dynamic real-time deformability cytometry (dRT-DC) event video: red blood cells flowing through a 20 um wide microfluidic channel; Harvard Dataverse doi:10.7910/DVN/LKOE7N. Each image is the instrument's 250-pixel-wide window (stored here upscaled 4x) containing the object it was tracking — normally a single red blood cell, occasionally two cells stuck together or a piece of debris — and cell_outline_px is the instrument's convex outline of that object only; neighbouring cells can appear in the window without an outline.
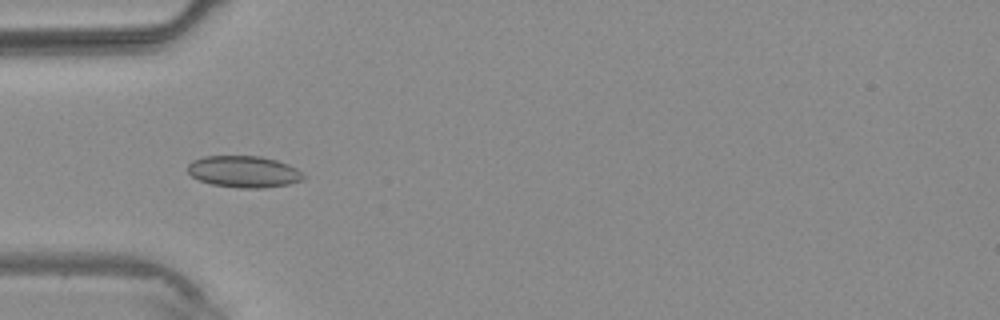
{"species": "common noctule bat (a hibernating species)", "species_latin": "Nyctalus noctula", "temperature_condition": "warm", "stored_images_in_passage": 3, "camera_frame_rate_fps": 3000, "um_per_image_px": 0.085, "animal": {"sex": "male", "body_mass_g": 20.4}, "frame": {"image": 1, "passage_image": 2, "time_ms": 1.333, "image_size_px": [1000, 320], "cell_outline_px": [[308, 176], [300, 180], [288, 184], [264, 188], [240, 188], [212, 184], [200, 180], [192, 176], [188, 172], [188, 164], [192, 160], [204, 156], [260, 156], [276, 160], [288, 164], [296, 168]], "centroid_in_image_um": [20.74, 14.59], "position_along_channel_um": 64.3, "area_um2": 21.33}}